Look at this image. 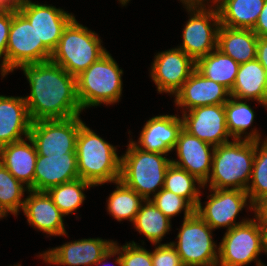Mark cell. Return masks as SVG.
Listing matches in <instances>:
<instances>
[{
  "label": "cell",
  "instance_id": "obj_1",
  "mask_svg": "<svg viewBox=\"0 0 267 266\" xmlns=\"http://www.w3.org/2000/svg\"><path fill=\"white\" fill-rule=\"evenodd\" d=\"M30 94L24 97L32 120L68 119L80 115L76 77L51 60L21 65Z\"/></svg>",
  "mask_w": 267,
  "mask_h": 266
},
{
  "label": "cell",
  "instance_id": "obj_2",
  "mask_svg": "<svg viewBox=\"0 0 267 266\" xmlns=\"http://www.w3.org/2000/svg\"><path fill=\"white\" fill-rule=\"evenodd\" d=\"M116 150L115 146L83 123L76 140L79 178L90 182L93 186L118 181L121 172V156H118Z\"/></svg>",
  "mask_w": 267,
  "mask_h": 266
},
{
  "label": "cell",
  "instance_id": "obj_3",
  "mask_svg": "<svg viewBox=\"0 0 267 266\" xmlns=\"http://www.w3.org/2000/svg\"><path fill=\"white\" fill-rule=\"evenodd\" d=\"M254 156L255 141L252 140L233 139L215 146L211 173L203 186L209 184V188L212 189L246 191L252 174Z\"/></svg>",
  "mask_w": 267,
  "mask_h": 266
},
{
  "label": "cell",
  "instance_id": "obj_4",
  "mask_svg": "<svg viewBox=\"0 0 267 266\" xmlns=\"http://www.w3.org/2000/svg\"><path fill=\"white\" fill-rule=\"evenodd\" d=\"M171 163L166 154L143 151L130 140L127 151L121 156L119 180L149 200L152 193L155 196L164 187L165 174Z\"/></svg>",
  "mask_w": 267,
  "mask_h": 266
},
{
  "label": "cell",
  "instance_id": "obj_5",
  "mask_svg": "<svg viewBox=\"0 0 267 266\" xmlns=\"http://www.w3.org/2000/svg\"><path fill=\"white\" fill-rule=\"evenodd\" d=\"M123 70L107 51L85 71L76 76L77 95L82 108L111 105L122 95Z\"/></svg>",
  "mask_w": 267,
  "mask_h": 266
},
{
  "label": "cell",
  "instance_id": "obj_6",
  "mask_svg": "<svg viewBox=\"0 0 267 266\" xmlns=\"http://www.w3.org/2000/svg\"><path fill=\"white\" fill-rule=\"evenodd\" d=\"M101 42L97 33L74 18L64 29L50 60L76 77L107 52Z\"/></svg>",
  "mask_w": 267,
  "mask_h": 266
},
{
  "label": "cell",
  "instance_id": "obj_7",
  "mask_svg": "<svg viewBox=\"0 0 267 266\" xmlns=\"http://www.w3.org/2000/svg\"><path fill=\"white\" fill-rule=\"evenodd\" d=\"M212 231L196 212L183 218L177 241L170 242L177 250L183 266H217L219 247L212 238Z\"/></svg>",
  "mask_w": 267,
  "mask_h": 266
},
{
  "label": "cell",
  "instance_id": "obj_8",
  "mask_svg": "<svg viewBox=\"0 0 267 266\" xmlns=\"http://www.w3.org/2000/svg\"><path fill=\"white\" fill-rule=\"evenodd\" d=\"M52 52L38 42L37 33L29 20L12 9V22L6 49V75L24 64L49 61Z\"/></svg>",
  "mask_w": 267,
  "mask_h": 266
},
{
  "label": "cell",
  "instance_id": "obj_9",
  "mask_svg": "<svg viewBox=\"0 0 267 266\" xmlns=\"http://www.w3.org/2000/svg\"><path fill=\"white\" fill-rule=\"evenodd\" d=\"M218 247L217 266H245L254 260L257 266H267L257 258L264 250L255 218L227 230Z\"/></svg>",
  "mask_w": 267,
  "mask_h": 266
},
{
  "label": "cell",
  "instance_id": "obj_10",
  "mask_svg": "<svg viewBox=\"0 0 267 266\" xmlns=\"http://www.w3.org/2000/svg\"><path fill=\"white\" fill-rule=\"evenodd\" d=\"M186 9L190 14V19L183 28L181 35L183 42L178 48L196 62L217 48L221 23L217 8L210 6L186 7Z\"/></svg>",
  "mask_w": 267,
  "mask_h": 266
},
{
  "label": "cell",
  "instance_id": "obj_11",
  "mask_svg": "<svg viewBox=\"0 0 267 266\" xmlns=\"http://www.w3.org/2000/svg\"><path fill=\"white\" fill-rule=\"evenodd\" d=\"M84 122L80 115L68 119L38 120L31 124L29 137L37 154L76 153V140Z\"/></svg>",
  "mask_w": 267,
  "mask_h": 266
},
{
  "label": "cell",
  "instance_id": "obj_12",
  "mask_svg": "<svg viewBox=\"0 0 267 266\" xmlns=\"http://www.w3.org/2000/svg\"><path fill=\"white\" fill-rule=\"evenodd\" d=\"M113 243V240L101 238L79 239L49 249L39 257L43 258L44 262L53 265L98 266L102 261L118 255V250Z\"/></svg>",
  "mask_w": 267,
  "mask_h": 266
},
{
  "label": "cell",
  "instance_id": "obj_13",
  "mask_svg": "<svg viewBox=\"0 0 267 266\" xmlns=\"http://www.w3.org/2000/svg\"><path fill=\"white\" fill-rule=\"evenodd\" d=\"M210 195L207 196L208 201L206 205L202 206V202L199 201L195 212L212 228L218 229L226 227V230H230L235 226L243 224L249 220V218L242 219L240 222H236V217L239 212L247 205L249 200L246 191L240 189H212Z\"/></svg>",
  "mask_w": 267,
  "mask_h": 266
},
{
  "label": "cell",
  "instance_id": "obj_14",
  "mask_svg": "<svg viewBox=\"0 0 267 266\" xmlns=\"http://www.w3.org/2000/svg\"><path fill=\"white\" fill-rule=\"evenodd\" d=\"M150 76L159 93H175L190 77L196 62L180 48L159 52L154 56Z\"/></svg>",
  "mask_w": 267,
  "mask_h": 266
},
{
  "label": "cell",
  "instance_id": "obj_15",
  "mask_svg": "<svg viewBox=\"0 0 267 266\" xmlns=\"http://www.w3.org/2000/svg\"><path fill=\"white\" fill-rule=\"evenodd\" d=\"M183 128L213 146L230 142L224 104L201 106L182 112Z\"/></svg>",
  "mask_w": 267,
  "mask_h": 266
},
{
  "label": "cell",
  "instance_id": "obj_16",
  "mask_svg": "<svg viewBox=\"0 0 267 266\" xmlns=\"http://www.w3.org/2000/svg\"><path fill=\"white\" fill-rule=\"evenodd\" d=\"M19 11L34 27L38 42H42L51 52L57 47L64 29L75 18L61 8L32 1Z\"/></svg>",
  "mask_w": 267,
  "mask_h": 266
},
{
  "label": "cell",
  "instance_id": "obj_17",
  "mask_svg": "<svg viewBox=\"0 0 267 266\" xmlns=\"http://www.w3.org/2000/svg\"><path fill=\"white\" fill-rule=\"evenodd\" d=\"M214 149L215 146L191 135L183 128L174 148L178 160L172 158L171 162L204 184L211 173Z\"/></svg>",
  "mask_w": 267,
  "mask_h": 266
},
{
  "label": "cell",
  "instance_id": "obj_18",
  "mask_svg": "<svg viewBox=\"0 0 267 266\" xmlns=\"http://www.w3.org/2000/svg\"><path fill=\"white\" fill-rule=\"evenodd\" d=\"M174 97L175 106L183 107L182 112H186L201 106L225 104L230 98V91L195 69Z\"/></svg>",
  "mask_w": 267,
  "mask_h": 266
},
{
  "label": "cell",
  "instance_id": "obj_19",
  "mask_svg": "<svg viewBox=\"0 0 267 266\" xmlns=\"http://www.w3.org/2000/svg\"><path fill=\"white\" fill-rule=\"evenodd\" d=\"M182 129L183 120L178 115L154 116L143 126L138 142L131 141L143 151L167 155L174 150Z\"/></svg>",
  "mask_w": 267,
  "mask_h": 266
},
{
  "label": "cell",
  "instance_id": "obj_20",
  "mask_svg": "<svg viewBox=\"0 0 267 266\" xmlns=\"http://www.w3.org/2000/svg\"><path fill=\"white\" fill-rule=\"evenodd\" d=\"M25 198L23 213L31 227L49 236H66L63 217L46 191L29 190Z\"/></svg>",
  "mask_w": 267,
  "mask_h": 266
},
{
  "label": "cell",
  "instance_id": "obj_21",
  "mask_svg": "<svg viewBox=\"0 0 267 266\" xmlns=\"http://www.w3.org/2000/svg\"><path fill=\"white\" fill-rule=\"evenodd\" d=\"M78 178L76 153L38 155L34 173V191H47L53 186Z\"/></svg>",
  "mask_w": 267,
  "mask_h": 266
},
{
  "label": "cell",
  "instance_id": "obj_22",
  "mask_svg": "<svg viewBox=\"0 0 267 266\" xmlns=\"http://www.w3.org/2000/svg\"><path fill=\"white\" fill-rule=\"evenodd\" d=\"M31 124L24 97L0 95V148L29 137Z\"/></svg>",
  "mask_w": 267,
  "mask_h": 266
},
{
  "label": "cell",
  "instance_id": "obj_23",
  "mask_svg": "<svg viewBox=\"0 0 267 266\" xmlns=\"http://www.w3.org/2000/svg\"><path fill=\"white\" fill-rule=\"evenodd\" d=\"M26 140L1 147L0 162L18 181L30 190H34V173L38 154L33 140L30 137Z\"/></svg>",
  "mask_w": 267,
  "mask_h": 266
},
{
  "label": "cell",
  "instance_id": "obj_24",
  "mask_svg": "<svg viewBox=\"0 0 267 266\" xmlns=\"http://www.w3.org/2000/svg\"><path fill=\"white\" fill-rule=\"evenodd\" d=\"M230 96L247 101L256 100L267 108L266 73L257 59L239 65Z\"/></svg>",
  "mask_w": 267,
  "mask_h": 266
},
{
  "label": "cell",
  "instance_id": "obj_25",
  "mask_svg": "<svg viewBox=\"0 0 267 266\" xmlns=\"http://www.w3.org/2000/svg\"><path fill=\"white\" fill-rule=\"evenodd\" d=\"M258 36L252 29H233L220 25L217 49L239 64L256 59Z\"/></svg>",
  "mask_w": 267,
  "mask_h": 266
},
{
  "label": "cell",
  "instance_id": "obj_26",
  "mask_svg": "<svg viewBox=\"0 0 267 266\" xmlns=\"http://www.w3.org/2000/svg\"><path fill=\"white\" fill-rule=\"evenodd\" d=\"M265 0H220L216 7L221 25L233 29H253Z\"/></svg>",
  "mask_w": 267,
  "mask_h": 266
},
{
  "label": "cell",
  "instance_id": "obj_27",
  "mask_svg": "<svg viewBox=\"0 0 267 266\" xmlns=\"http://www.w3.org/2000/svg\"><path fill=\"white\" fill-rule=\"evenodd\" d=\"M239 63L230 56L223 54L217 48L207 56L201 57L196 61V70L205 78L216 83L222 84L229 91L232 90Z\"/></svg>",
  "mask_w": 267,
  "mask_h": 266
},
{
  "label": "cell",
  "instance_id": "obj_28",
  "mask_svg": "<svg viewBox=\"0 0 267 266\" xmlns=\"http://www.w3.org/2000/svg\"><path fill=\"white\" fill-rule=\"evenodd\" d=\"M243 101L230 96L229 100L224 104L229 134L231 138L238 140H262L260 133L255 128L249 133L246 131L253 124L255 112L246 102L247 100ZM242 134L247 135L243 136Z\"/></svg>",
  "mask_w": 267,
  "mask_h": 266
},
{
  "label": "cell",
  "instance_id": "obj_29",
  "mask_svg": "<svg viewBox=\"0 0 267 266\" xmlns=\"http://www.w3.org/2000/svg\"><path fill=\"white\" fill-rule=\"evenodd\" d=\"M133 225L140 234L156 245L161 244L162 238L170 231L171 220L149 199L142 203Z\"/></svg>",
  "mask_w": 267,
  "mask_h": 266
},
{
  "label": "cell",
  "instance_id": "obj_30",
  "mask_svg": "<svg viewBox=\"0 0 267 266\" xmlns=\"http://www.w3.org/2000/svg\"><path fill=\"white\" fill-rule=\"evenodd\" d=\"M115 184L116 189L107 200V212L117 221L129 220L133 223L145 199L120 180Z\"/></svg>",
  "mask_w": 267,
  "mask_h": 266
},
{
  "label": "cell",
  "instance_id": "obj_31",
  "mask_svg": "<svg viewBox=\"0 0 267 266\" xmlns=\"http://www.w3.org/2000/svg\"><path fill=\"white\" fill-rule=\"evenodd\" d=\"M163 188L183 197L194 209L201 200L199 188L205 189L202 182L195 176L172 163L166 171Z\"/></svg>",
  "mask_w": 267,
  "mask_h": 266
},
{
  "label": "cell",
  "instance_id": "obj_32",
  "mask_svg": "<svg viewBox=\"0 0 267 266\" xmlns=\"http://www.w3.org/2000/svg\"><path fill=\"white\" fill-rule=\"evenodd\" d=\"M94 187L90 182L81 178L49 188L46 192L61 213L66 216L74 214L84 202L85 189Z\"/></svg>",
  "mask_w": 267,
  "mask_h": 266
},
{
  "label": "cell",
  "instance_id": "obj_33",
  "mask_svg": "<svg viewBox=\"0 0 267 266\" xmlns=\"http://www.w3.org/2000/svg\"><path fill=\"white\" fill-rule=\"evenodd\" d=\"M264 139L262 143L260 140L255 141L252 174L246 190L249 197L250 210H253V205L260 198L267 195V138Z\"/></svg>",
  "mask_w": 267,
  "mask_h": 266
},
{
  "label": "cell",
  "instance_id": "obj_34",
  "mask_svg": "<svg viewBox=\"0 0 267 266\" xmlns=\"http://www.w3.org/2000/svg\"><path fill=\"white\" fill-rule=\"evenodd\" d=\"M29 190L0 162V206L7 214L18 215L24 206V192Z\"/></svg>",
  "mask_w": 267,
  "mask_h": 266
},
{
  "label": "cell",
  "instance_id": "obj_35",
  "mask_svg": "<svg viewBox=\"0 0 267 266\" xmlns=\"http://www.w3.org/2000/svg\"><path fill=\"white\" fill-rule=\"evenodd\" d=\"M150 200L170 220L182 211H184V219L195 212V209L183 197L164 188Z\"/></svg>",
  "mask_w": 267,
  "mask_h": 266
},
{
  "label": "cell",
  "instance_id": "obj_36",
  "mask_svg": "<svg viewBox=\"0 0 267 266\" xmlns=\"http://www.w3.org/2000/svg\"><path fill=\"white\" fill-rule=\"evenodd\" d=\"M116 241L113 246L118 250L115 264L118 266H152L151 251L149 252L138 243L132 241L123 246H118Z\"/></svg>",
  "mask_w": 267,
  "mask_h": 266
},
{
  "label": "cell",
  "instance_id": "obj_37",
  "mask_svg": "<svg viewBox=\"0 0 267 266\" xmlns=\"http://www.w3.org/2000/svg\"><path fill=\"white\" fill-rule=\"evenodd\" d=\"M152 266H183L172 243L156 244L151 252Z\"/></svg>",
  "mask_w": 267,
  "mask_h": 266
},
{
  "label": "cell",
  "instance_id": "obj_38",
  "mask_svg": "<svg viewBox=\"0 0 267 266\" xmlns=\"http://www.w3.org/2000/svg\"><path fill=\"white\" fill-rule=\"evenodd\" d=\"M12 22V9L0 12V59L3 58L0 64L1 76H6V49L8 36ZM3 56V57H2Z\"/></svg>",
  "mask_w": 267,
  "mask_h": 266
},
{
  "label": "cell",
  "instance_id": "obj_39",
  "mask_svg": "<svg viewBox=\"0 0 267 266\" xmlns=\"http://www.w3.org/2000/svg\"><path fill=\"white\" fill-rule=\"evenodd\" d=\"M252 30L258 37H267V0Z\"/></svg>",
  "mask_w": 267,
  "mask_h": 266
},
{
  "label": "cell",
  "instance_id": "obj_40",
  "mask_svg": "<svg viewBox=\"0 0 267 266\" xmlns=\"http://www.w3.org/2000/svg\"><path fill=\"white\" fill-rule=\"evenodd\" d=\"M256 59L265 69L267 81V37H258Z\"/></svg>",
  "mask_w": 267,
  "mask_h": 266
},
{
  "label": "cell",
  "instance_id": "obj_41",
  "mask_svg": "<svg viewBox=\"0 0 267 266\" xmlns=\"http://www.w3.org/2000/svg\"><path fill=\"white\" fill-rule=\"evenodd\" d=\"M255 219H267V195L260 198L254 205Z\"/></svg>",
  "mask_w": 267,
  "mask_h": 266
},
{
  "label": "cell",
  "instance_id": "obj_42",
  "mask_svg": "<svg viewBox=\"0 0 267 266\" xmlns=\"http://www.w3.org/2000/svg\"><path fill=\"white\" fill-rule=\"evenodd\" d=\"M208 1L211 0H180V2H182V4L186 7H210ZM220 0H212L211 3H213V5L211 4V7H217L219 4ZM207 4V5H206ZM215 5V6H214Z\"/></svg>",
  "mask_w": 267,
  "mask_h": 266
},
{
  "label": "cell",
  "instance_id": "obj_43",
  "mask_svg": "<svg viewBox=\"0 0 267 266\" xmlns=\"http://www.w3.org/2000/svg\"><path fill=\"white\" fill-rule=\"evenodd\" d=\"M260 231H261V239H262V247L264 250V253L267 255V219H256Z\"/></svg>",
  "mask_w": 267,
  "mask_h": 266
},
{
  "label": "cell",
  "instance_id": "obj_44",
  "mask_svg": "<svg viewBox=\"0 0 267 266\" xmlns=\"http://www.w3.org/2000/svg\"><path fill=\"white\" fill-rule=\"evenodd\" d=\"M31 0H2L8 9L19 10L28 4Z\"/></svg>",
  "mask_w": 267,
  "mask_h": 266
},
{
  "label": "cell",
  "instance_id": "obj_45",
  "mask_svg": "<svg viewBox=\"0 0 267 266\" xmlns=\"http://www.w3.org/2000/svg\"><path fill=\"white\" fill-rule=\"evenodd\" d=\"M7 216V213L5 210L0 206V219Z\"/></svg>",
  "mask_w": 267,
  "mask_h": 266
},
{
  "label": "cell",
  "instance_id": "obj_46",
  "mask_svg": "<svg viewBox=\"0 0 267 266\" xmlns=\"http://www.w3.org/2000/svg\"><path fill=\"white\" fill-rule=\"evenodd\" d=\"M8 8L3 4L2 0H0V12L6 11Z\"/></svg>",
  "mask_w": 267,
  "mask_h": 266
},
{
  "label": "cell",
  "instance_id": "obj_47",
  "mask_svg": "<svg viewBox=\"0 0 267 266\" xmlns=\"http://www.w3.org/2000/svg\"><path fill=\"white\" fill-rule=\"evenodd\" d=\"M122 6H125L130 0H118Z\"/></svg>",
  "mask_w": 267,
  "mask_h": 266
}]
</instances>
